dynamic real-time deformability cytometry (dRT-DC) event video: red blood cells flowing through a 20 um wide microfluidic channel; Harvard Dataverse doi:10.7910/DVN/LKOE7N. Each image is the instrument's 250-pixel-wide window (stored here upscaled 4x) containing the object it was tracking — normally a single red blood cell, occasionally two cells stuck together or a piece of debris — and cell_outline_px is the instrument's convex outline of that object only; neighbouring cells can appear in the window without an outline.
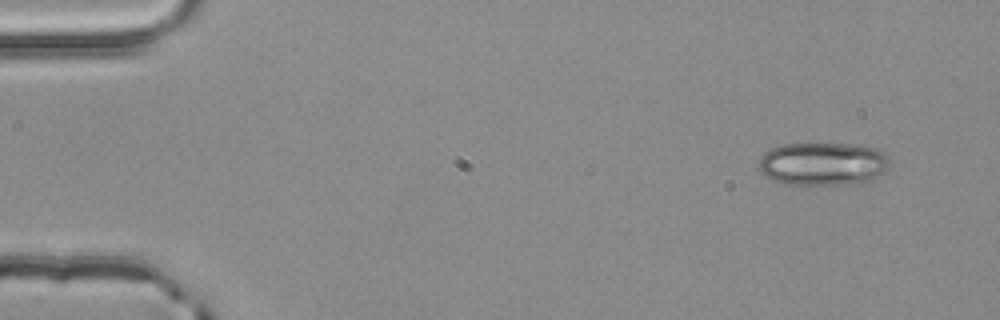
{"species": "common noctule bat (a hibernating species)", "species_latin": "Nyctalus noctula", "temperature_condition": "room temperature", "stored_images_in_passage": 3, "camera_frame_rate_fps": 3000, "um_per_image_px": 0.085, "animal": {"sex": "male", "body_mass_g": 20.4}, "frame": {"image": 1, "passage_image": 1, "time_ms": 0.0, "image_size_px": [1000, 320], "cell_outline_px": [[888, 164], [884, 172], [880, 176], [868, 184], [784, 184], [772, 180], [756, 164], [764, 152], [772, 148], [784, 144], [852, 144], [876, 148], [884, 152], [888, 156]], "centroid_in_image_um": [69.99, 13.94], "position_along_channel_um": 15.0, "area_um2": 33.18}}